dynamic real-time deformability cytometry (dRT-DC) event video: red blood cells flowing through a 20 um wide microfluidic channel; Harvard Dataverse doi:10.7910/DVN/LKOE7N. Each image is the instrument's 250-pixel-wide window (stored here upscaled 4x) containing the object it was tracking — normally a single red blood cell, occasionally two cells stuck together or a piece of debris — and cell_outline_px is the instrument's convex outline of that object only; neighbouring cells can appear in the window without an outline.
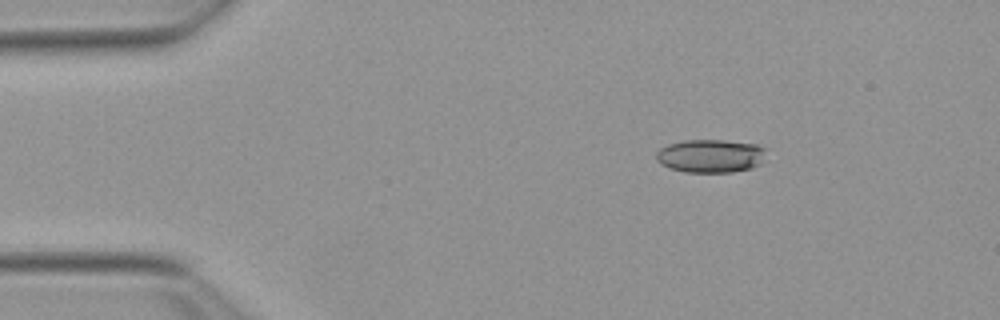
{"species": "Egyptian fruit bat (a non-hibernating species)", "species_latin": "Rousettus aegyptiacus", "temperature_condition": "warm", "stored_images_in_passage": 45, "camera_frame_rate_fps": 3000, "um_per_image_px": 0.085, "animal": {"sex": "female"}, "frame": {"image": 1, "passage_image": 1, "time_ms": 0.0, "image_size_px": [1000, 320], "cell_outline_px": [[768, 148], [760, 164], [748, 168], [732, 172], [684, 172], [672, 168], [656, 160], [656, 152], [660, 148], [668, 144], [684, 140], [724, 140], [756, 144]], "centroid_in_image_um": [60.41, 13.24], "position_along_channel_um": 24.6, "area_um2": 21.27}}
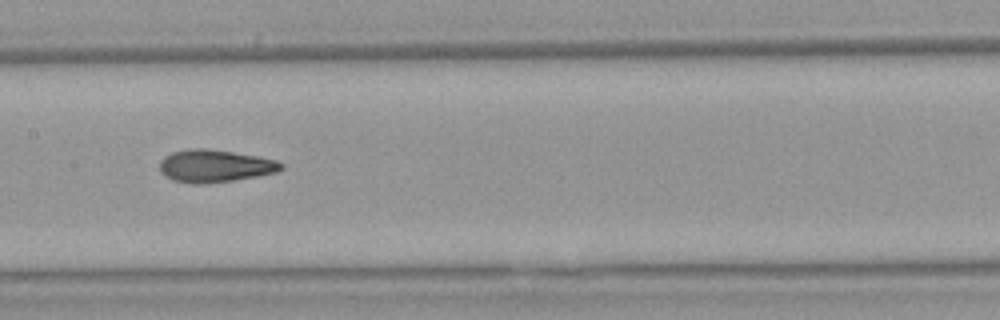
{"frame": {"image": 2, "passage_image": 19, "time_ms": 6.0, "image_size_px": [1000, 320], "cell_outline_px": [[284, 168], [276, 172], [236, 180], [204, 184], [192, 184], [172, 180], [164, 176], [160, 172], [160, 160], [164, 156], [172, 152], [188, 148], [208, 148], [256, 156], [276, 160], [284, 164]], "centroid_in_image_um": [18.23, 14.11], "position_along_channel_um": 189.2, "area_um2": 23.24}}
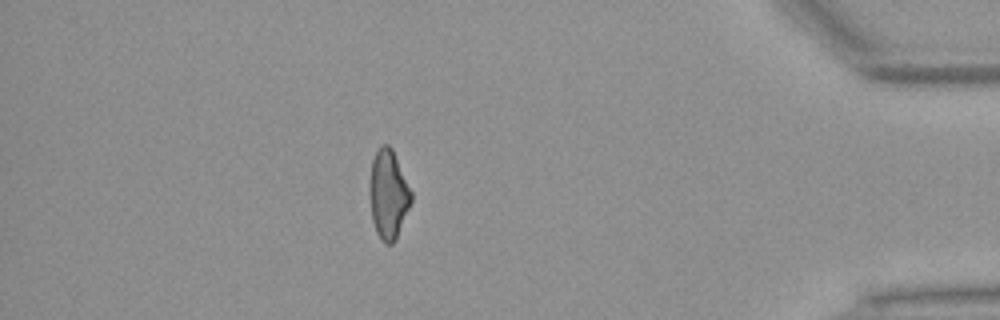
{"frame": {"image": 3, "passage_image": 39, "time_ms": 12.667, "image_size_px": [1000, 320], "cell_outline_px": [[412, 200], [396, 240], [392, 244], [384, 244], [380, 240], [376, 232], [372, 220], [368, 192], [368, 188], [372, 160], [380, 144], [388, 144], [392, 148], [412, 192]], "centroid_in_image_um": [32.99, 16.54], "position_along_channel_um": 402.2, "area_um2": 21.91}, "authors_computed_cell_mechanics": {"area_um2": 22.3108, "velocity_mm_per_s": 3.884, "shape_relaxation_time_tau1_ms": 10.3204, "shape_relaxation_time_tau2_ms": 1.7045, "deformation_change_tau1": 0.2537, "deformation_change_tau2": 0.0912}}